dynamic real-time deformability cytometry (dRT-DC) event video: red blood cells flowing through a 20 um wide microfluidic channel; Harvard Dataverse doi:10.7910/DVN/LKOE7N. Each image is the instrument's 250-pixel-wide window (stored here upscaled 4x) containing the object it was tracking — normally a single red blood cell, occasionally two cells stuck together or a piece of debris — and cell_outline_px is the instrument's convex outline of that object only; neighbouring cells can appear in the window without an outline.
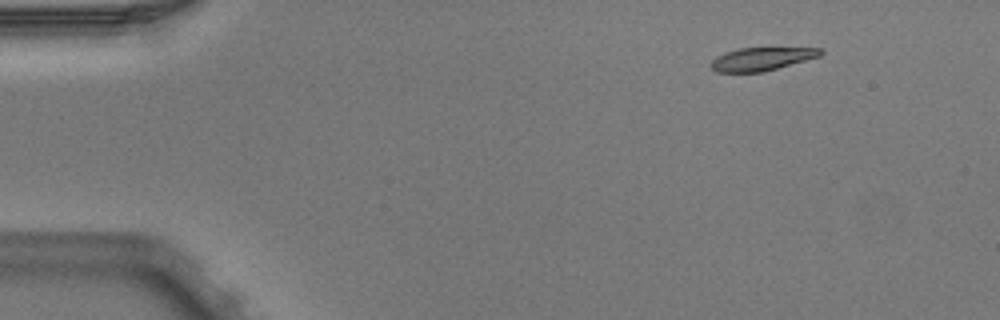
{"species": "Egyptian fruit bat (a non-hibernating species)", "species_latin": "Rousettus aegyptiacus", "temperature_condition": "warm", "stored_images_in_passage": 4, "camera_frame_rate_fps": 3000, "um_per_image_px": 0.085, "animal": {"sex": "male"}, "frame": {"image": 1, "passage_image": 2, "time_ms": 0.333, "image_size_px": [1000, 320], "cell_outline_px": [[824, 52], [820, 56], [776, 68], [760, 72], [716, 72], [708, 64], [716, 56], [724, 52], [740, 48], [824, 48]], "centroid_in_image_um": [64.7, 5.0], "position_along_channel_um": 20.3, "area_um2": 14.68}}
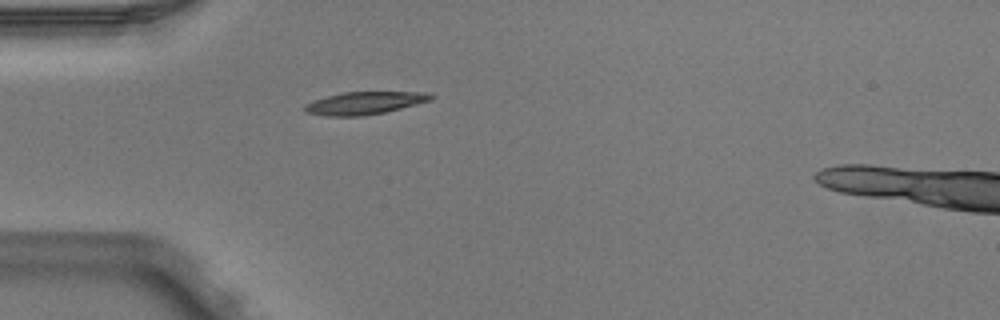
{"frame": {"image": 2, "passage_image": 4, "time_ms": 1.0, "image_size_px": [1000, 320], "cell_outline_px": [[436, 96], [432, 100], [384, 112], [364, 116], [328, 116], [304, 112], [304, 104], [312, 100], [344, 92], [428, 92]], "centroid_in_image_um": [30.98, 8.76], "position_along_channel_um": 54.0, "area_um2": 16.65}}